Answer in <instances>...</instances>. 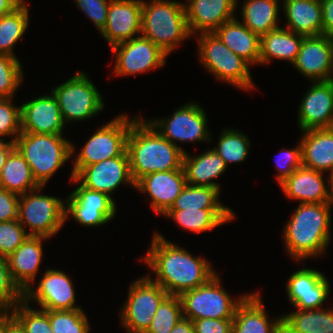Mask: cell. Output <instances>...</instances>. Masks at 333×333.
I'll list each match as a JSON object with an SVG mask.
<instances>
[{"mask_svg": "<svg viewBox=\"0 0 333 333\" xmlns=\"http://www.w3.org/2000/svg\"><path fill=\"white\" fill-rule=\"evenodd\" d=\"M13 316L21 323L26 333H53L49 310L32 309L23 300L13 310Z\"/></svg>", "mask_w": 333, "mask_h": 333, "instance_id": "b9f144b4", "label": "cell"}, {"mask_svg": "<svg viewBox=\"0 0 333 333\" xmlns=\"http://www.w3.org/2000/svg\"><path fill=\"white\" fill-rule=\"evenodd\" d=\"M116 207H92L77 205L69 196L65 201V220L71 215L80 225L102 226L113 220Z\"/></svg>", "mask_w": 333, "mask_h": 333, "instance_id": "74e56055", "label": "cell"}, {"mask_svg": "<svg viewBox=\"0 0 333 333\" xmlns=\"http://www.w3.org/2000/svg\"><path fill=\"white\" fill-rule=\"evenodd\" d=\"M24 300L29 304L35 300L43 310L82 309L75 305V290L70 277L62 270L47 269L36 289L29 287L24 292Z\"/></svg>", "mask_w": 333, "mask_h": 333, "instance_id": "9a60e30c", "label": "cell"}, {"mask_svg": "<svg viewBox=\"0 0 333 333\" xmlns=\"http://www.w3.org/2000/svg\"><path fill=\"white\" fill-rule=\"evenodd\" d=\"M304 35L279 27L260 36V65L271 59L286 60L293 64L299 53Z\"/></svg>", "mask_w": 333, "mask_h": 333, "instance_id": "f546056e", "label": "cell"}, {"mask_svg": "<svg viewBox=\"0 0 333 333\" xmlns=\"http://www.w3.org/2000/svg\"><path fill=\"white\" fill-rule=\"evenodd\" d=\"M300 144L304 167L324 173L333 169V128L306 130Z\"/></svg>", "mask_w": 333, "mask_h": 333, "instance_id": "484cf974", "label": "cell"}, {"mask_svg": "<svg viewBox=\"0 0 333 333\" xmlns=\"http://www.w3.org/2000/svg\"><path fill=\"white\" fill-rule=\"evenodd\" d=\"M116 56L115 76L145 73L161 68L166 63V55L150 39L142 35L111 47Z\"/></svg>", "mask_w": 333, "mask_h": 333, "instance_id": "4fadbf2b", "label": "cell"}, {"mask_svg": "<svg viewBox=\"0 0 333 333\" xmlns=\"http://www.w3.org/2000/svg\"><path fill=\"white\" fill-rule=\"evenodd\" d=\"M260 292L248 294L238 305L232 333H283L282 316L268 318Z\"/></svg>", "mask_w": 333, "mask_h": 333, "instance_id": "603a6c76", "label": "cell"}, {"mask_svg": "<svg viewBox=\"0 0 333 333\" xmlns=\"http://www.w3.org/2000/svg\"><path fill=\"white\" fill-rule=\"evenodd\" d=\"M164 216L173 219L186 231L201 233L231 222L235 213L231 209L168 210Z\"/></svg>", "mask_w": 333, "mask_h": 333, "instance_id": "4dcf8cb0", "label": "cell"}, {"mask_svg": "<svg viewBox=\"0 0 333 333\" xmlns=\"http://www.w3.org/2000/svg\"><path fill=\"white\" fill-rule=\"evenodd\" d=\"M153 235L151 247L140 261L156 275L155 279L147 276L169 295L180 296L183 292L206 284L217 274L205 257L193 256L157 231Z\"/></svg>", "mask_w": 333, "mask_h": 333, "instance_id": "6da1fadb", "label": "cell"}, {"mask_svg": "<svg viewBox=\"0 0 333 333\" xmlns=\"http://www.w3.org/2000/svg\"><path fill=\"white\" fill-rule=\"evenodd\" d=\"M26 0H0V16L12 13Z\"/></svg>", "mask_w": 333, "mask_h": 333, "instance_id": "db71d44e", "label": "cell"}, {"mask_svg": "<svg viewBox=\"0 0 333 333\" xmlns=\"http://www.w3.org/2000/svg\"><path fill=\"white\" fill-rule=\"evenodd\" d=\"M43 236H28L8 257L9 268L15 283L25 292L34 284L43 257Z\"/></svg>", "mask_w": 333, "mask_h": 333, "instance_id": "d4e9b609", "label": "cell"}, {"mask_svg": "<svg viewBox=\"0 0 333 333\" xmlns=\"http://www.w3.org/2000/svg\"><path fill=\"white\" fill-rule=\"evenodd\" d=\"M322 5L323 34L333 37V0H320Z\"/></svg>", "mask_w": 333, "mask_h": 333, "instance_id": "816d5d0a", "label": "cell"}, {"mask_svg": "<svg viewBox=\"0 0 333 333\" xmlns=\"http://www.w3.org/2000/svg\"><path fill=\"white\" fill-rule=\"evenodd\" d=\"M205 110L196 101L184 104L171 117L148 120L156 130L175 146L176 142H211ZM175 141V142H174Z\"/></svg>", "mask_w": 333, "mask_h": 333, "instance_id": "7c38bea8", "label": "cell"}, {"mask_svg": "<svg viewBox=\"0 0 333 333\" xmlns=\"http://www.w3.org/2000/svg\"><path fill=\"white\" fill-rule=\"evenodd\" d=\"M280 157V158H279ZM279 159L276 160V168L279 170L276 175L278 183H282L287 177H289L296 169L302 166L301 156V144L293 149H283L279 153Z\"/></svg>", "mask_w": 333, "mask_h": 333, "instance_id": "bcb514c9", "label": "cell"}, {"mask_svg": "<svg viewBox=\"0 0 333 333\" xmlns=\"http://www.w3.org/2000/svg\"><path fill=\"white\" fill-rule=\"evenodd\" d=\"M28 236L18 219L0 222V254L9 257Z\"/></svg>", "mask_w": 333, "mask_h": 333, "instance_id": "f6af8a7d", "label": "cell"}, {"mask_svg": "<svg viewBox=\"0 0 333 333\" xmlns=\"http://www.w3.org/2000/svg\"><path fill=\"white\" fill-rule=\"evenodd\" d=\"M331 207L330 203H299L283 228L285 250L293 260L326 253L331 241Z\"/></svg>", "mask_w": 333, "mask_h": 333, "instance_id": "3957f363", "label": "cell"}, {"mask_svg": "<svg viewBox=\"0 0 333 333\" xmlns=\"http://www.w3.org/2000/svg\"><path fill=\"white\" fill-rule=\"evenodd\" d=\"M238 0H187L184 1L190 34L213 33L226 21L235 18ZM197 31V32H196ZM195 33V34H194Z\"/></svg>", "mask_w": 333, "mask_h": 333, "instance_id": "44dd1931", "label": "cell"}, {"mask_svg": "<svg viewBox=\"0 0 333 333\" xmlns=\"http://www.w3.org/2000/svg\"><path fill=\"white\" fill-rule=\"evenodd\" d=\"M110 1L111 0H74L77 7L85 13L99 32H101L106 26Z\"/></svg>", "mask_w": 333, "mask_h": 333, "instance_id": "c3c4849f", "label": "cell"}, {"mask_svg": "<svg viewBox=\"0 0 333 333\" xmlns=\"http://www.w3.org/2000/svg\"><path fill=\"white\" fill-rule=\"evenodd\" d=\"M138 117L129 120L126 114H120L97 129L72 161L74 166L70 179L85 166L122 156L127 151V138L131 125Z\"/></svg>", "mask_w": 333, "mask_h": 333, "instance_id": "52a82bcc", "label": "cell"}, {"mask_svg": "<svg viewBox=\"0 0 333 333\" xmlns=\"http://www.w3.org/2000/svg\"><path fill=\"white\" fill-rule=\"evenodd\" d=\"M170 333H195L193 322L183 317L172 328Z\"/></svg>", "mask_w": 333, "mask_h": 333, "instance_id": "f5cc1de1", "label": "cell"}, {"mask_svg": "<svg viewBox=\"0 0 333 333\" xmlns=\"http://www.w3.org/2000/svg\"><path fill=\"white\" fill-rule=\"evenodd\" d=\"M19 196L0 187V222L18 219Z\"/></svg>", "mask_w": 333, "mask_h": 333, "instance_id": "681fc988", "label": "cell"}, {"mask_svg": "<svg viewBox=\"0 0 333 333\" xmlns=\"http://www.w3.org/2000/svg\"><path fill=\"white\" fill-rule=\"evenodd\" d=\"M247 295L233 300L221 286V279L216 274L206 284L183 292L179 297L183 317L194 321L205 318L233 319L238 305Z\"/></svg>", "mask_w": 333, "mask_h": 333, "instance_id": "9c48e42d", "label": "cell"}, {"mask_svg": "<svg viewBox=\"0 0 333 333\" xmlns=\"http://www.w3.org/2000/svg\"><path fill=\"white\" fill-rule=\"evenodd\" d=\"M300 130L332 128L333 80L314 82L298 107Z\"/></svg>", "mask_w": 333, "mask_h": 333, "instance_id": "ac0fdd59", "label": "cell"}, {"mask_svg": "<svg viewBox=\"0 0 333 333\" xmlns=\"http://www.w3.org/2000/svg\"><path fill=\"white\" fill-rule=\"evenodd\" d=\"M187 185L184 168L144 175L135 182V189L149 194L154 213L164 215Z\"/></svg>", "mask_w": 333, "mask_h": 333, "instance_id": "d6986e66", "label": "cell"}, {"mask_svg": "<svg viewBox=\"0 0 333 333\" xmlns=\"http://www.w3.org/2000/svg\"><path fill=\"white\" fill-rule=\"evenodd\" d=\"M282 328L283 333H333V308L283 314Z\"/></svg>", "mask_w": 333, "mask_h": 333, "instance_id": "1f68e13d", "label": "cell"}, {"mask_svg": "<svg viewBox=\"0 0 333 333\" xmlns=\"http://www.w3.org/2000/svg\"><path fill=\"white\" fill-rule=\"evenodd\" d=\"M184 2L176 0H142L141 35L150 39L166 55L180 46L191 34Z\"/></svg>", "mask_w": 333, "mask_h": 333, "instance_id": "277c9868", "label": "cell"}, {"mask_svg": "<svg viewBox=\"0 0 333 333\" xmlns=\"http://www.w3.org/2000/svg\"><path fill=\"white\" fill-rule=\"evenodd\" d=\"M328 179V191H329V203L333 205V169L329 172Z\"/></svg>", "mask_w": 333, "mask_h": 333, "instance_id": "680465c9", "label": "cell"}, {"mask_svg": "<svg viewBox=\"0 0 333 333\" xmlns=\"http://www.w3.org/2000/svg\"><path fill=\"white\" fill-rule=\"evenodd\" d=\"M71 181L74 184L79 183L90 190L103 192L110 197L119 188V185L123 183L135 188L127 151L122 156L83 167Z\"/></svg>", "mask_w": 333, "mask_h": 333, "instance_id": "5bb4252c", "label": "cell"}, {"mask_svg": "<svg viewBox=\"0 0 333 333\" xmlns=\"http://www.w3.org/2000/svg\"><path fill=\"white\" fill-rule=\"evenodd\" d=\"M183 168L187 184L195 186L214 187L220 190V185L213 180L226 171L227 165L214 149L192 156L187 152L183 156Z\"/></svg>", "mask_w": 333, "mask_h": 333, "instance_id": "f1b7e54d", "label": "cell"}, {"mask_svg": "<svg viewBox=\"0 0 333 333\" xmlns=\"http://www.w3.org/2000/svg\"><path fill=\"white\" fill-rule=\"evenodd\" d=\"M23 69L18 58L0 54V99L13 98L23 81Z\"/></svg>", "mask_w": 333, "mask_h": 333, "instance_id": "60d3db41", "label": "cell"}, {"mask_svg": "<svg viewBox=\"0 0 333 333\" xmlns=\"http://www.w3.org/2000/svg\"><path fill=\"white\" fill-rule=\"evenodd\" d=\"M65 123L56 98L51 93L21 105L22 132L63 134Z\"/></svg>", "mask_w": 333, "mask_h": 333, "instance_id": "7402d4cb", "label": "cell"}, {"mask_svg": "<svg viewBox=\"0 0 333 333\" xmlns=\"http://www.w3.org/2000/svg\"><path fill=\"white\" fill-rule=\"evenodd\" d=\"M168 292L148 276L133 281L120 314V323L128 333H145L160 303Z\"/></svg>", "mask_w": 333, "mask_h": 333, "instance_id": "8fae6325", "label": "cell"}, {"mask_svg": "<svg viewBox=\"0 0 333 333\" xmlns=\"http://www.w3.org/2000/svg\"><path fill=\"white\" fill-rule=\"evenodd\" d=\"M214 33L233 53L250 65L260 62V36L235 17L223 23Z\"/></svg>", "mask_w": 333, "mask_h": 333, "instance_id": "4316f807", "label": "cell"}, {"mask_svg": "<svg viewBox=\"0 0 333 333\" xmlns=\"http://www.w3.org/2000/svg\"><path fill=\"white\" fill-rule=\"evenodd\" d=\"M278 3L279 0H245L241 7L242 23L259 36L281 27Z\"/></svg>", "mask_w": 333, "mask_h": 333, "instance_id": "836d02e7", "label": "cell"}, {"mask_svg": "<svg viewBox=\"0 0 333 333\" xmlns=\"http://www.w3.org/2000/svg\"><path fill=\"white\" fill-rule=\"evenodd\" d=\"M12 310H0V333H4L6 324L13 318Z\"/></svg>", "mask_w": 333, "mask_h": 333, "instance_id": "6f0895ef", "label": "cell"}, {"mask_svg": "<svg viewBox=\"0 0 333 333\" xmlns=\"http://www.w3.org/2000/svg\"><path fill=\"white\" fill-rule=\"evenodd\" d=\"M249 140L247 135L239 130L224 128L217 141V147L213 149L223 158L227 166L231 163H241L248 157Z\"/></svg>", "mask_w": 333, "mask_h": 333, "instance_id": "8d00e7d4", "label": "cell"}, {"mask_svg": "<svg viewBox=\"0 0 333 333\" xmlns=\"http://www.w3.org/2000/svg\"><path fill=\"white\" fill-rule=\"evenodd\" d=\"M41 186L34 178L32 170L20 152L14 148L6 158L0 174V187L18 195L25 194Z\"/></svg>", "mask_w": 333, "mask_h": 333, "instance_id": "d6a6232c", "label": "cell"}, {"mask_svg": "<svg viewBox=\"0 0 333 333\" xmlns=\"http://www.w3.org/2000/svg\"><path fill=\"white\" fill-rule=\"evenodd\" d=\"M14 148H15V143L11 142V140H9L8 142L0 140V174L2 171V167L5 164L7 156Z\"/></svg>", "mask_w": 333, "mask_h": 333, "instance_id": "11a10c76", "label": "cell"}, {"mask_svg": "<svg viewBox=\"0 0 333 333\" xmlns=\"http://www.w3.org/2000/svg\"><path fill=\"white\" fill-rule=\"evenodd\" d=\"M4 333H26L21 323L13 317L7 324Z\"/></svg>", "mask_w": 333, "mask_h": 333, "instance_id": "9f6ffc18", "label": "cell"}, {"mask_svg": "<svg viewBox=\"0 0 333 333\" xmlns=\"http://www.w3.org/2000/svg\"><path fill=\"white\" fill-rule=\"evenodd\" d=\"M53 333H89L90 324L82 309L49 310Z\"/></svg>", "mask_w": 333, "mask_h": 333, "instance_id": "ab89813d", "label": "cell"}, {"mask_svg": "<svg viewBox=\"0 0 333 333\" xmlns=\"http://www.w3.org/2000/svg\"><path fill=\"white\" fill-rule=\"evenodd\" d=\"M12 99H0V137L9 136L12 138L11 142H15L17 136L22 132L21 106L15 107Z\"/></svg>", "mask_w": 333, "mask_h": 333, "instance_id": "ee69618b", "label": "cell"}, {"mask_svg": "<svg viewBox=\"0 0 333 333\" xmlns=\"http://www.w3.org/2000/svg\"><path fill=\"white\" fill-rule=\"evenodd\" d=\"M69 197L77 204V205H86L92 207H116L115 200L109 195L90 190L81 184L70 193Z\"/></svg>", "mask_w": 333, "mask_h": 333, "instance_id": "7dc6e473", "label": "cell"}, {"mask_svg": "<svg viewBox=\"0 0 333 333\" xmlns=\"http://www.w3.org/2000/svg\"><path fill=\"white\" fill-rule=\"evenodd\" d=\"M324 172L304 167L296 169L279 184L285 196L300 203H329Z\"/></svg>", "mask_w": 333, "mask_h": 333, "instance_id": "cb8c5ba5", "label": "cell"}, {"mask_svg": "<svg viewBox=\"0 0 333 333\" xmlns=\"http://www.w3.org/2000/svg\"><path fill=\"white\" fill-rule=\"evenodd\" d=\"M24 300V292L12 278L8 257L0 254V310H13Z\"/></svg>", "mask_w": 333, "mask_h": 333, "instance_id": "7bdbcfd3", "label": "cell"}, {"mask_svg": "<svg viewBox=\"0 0 333 333\" xmlns=\"http://www.w3.org/2000/svg\"><path fill=\"white\" fill-rule=\"evenodd\" d=\"M44 186L19 196L18 220L29 236L50 238L56 235L65 223V200L39 194ZM25 225V226H24Z\"/></svg>", "mask_w": 333, "mask_h": 333, "instance_id": "ba28073f", "label": "cell"}, {"mask_svg": "<svg viewBox=\"0 0 333 333\" xmlns=\"http://www.w3.org/2000/svg\"><path fill=\"white\" fill-rule=\"evenodd\" d=\"M199 36V37H198ZM199 61L204 69L211 72L219 81L238 87L241 90L255 88L250 73V64L233 53L213 33H199L196 35Z\"/></svg>", "mask_w": 333, "mask_h": 333, "instance_id": "8992f818", "label": "cell"}, {"mask_svg": "<svg viewBox=\"0 0 333 333\" xmlns=\"http://www.w3.org/2000/svg\"><path fill=\"white\" fill-rule=\"evenodd\" d=\"M185 152L165 139L148 120L139 116L132 123L127 153L134 182L151 173L181 169Z\"/></svg>", "mask_w": 333, "mask_h": 333, "instance_id": "7a4b0ae2", "label": "cell"}, {"mask_svg": "<svg viewBox=\"0 0 333 333\" xmlns=\"http://www.w3.org/2000/svg\"><path fill=\"white\" fill-rule=\"evenodd\" d=\"M62 136L21 132L14 142L15 148L24 157L41 186H45L75 153L72 142Z\"/></svg>", "mask_w": 333, "mask_h": 333, "instance_id": "5b68a950", "label": "cell"}, {"mask_svg": "<svg viewBox=\"0 0 333 333\" xmlns=\"http://www.w3.org/2000/svg\"><path fill=\"white\" fill-rule=\"evenodd\" d=\"M141 19L142 0H111L106 26L100 33L112 47L140 36Z\"/></svg>", "mask_w": 333, "mask_h": 333, "instance_id": "ffe728a7", "label": "cell"}, {"mask_svg": "<svg viewBox=\"0 0 333 333\" xmlns=\"http://www.w3.org/2000/svg\"><path fill=\"white\" fill-rule=\"evenodd\" d=\"M292 65L311 82L333 80V37L304 36Z\"/></svg>", "mask_w": 333, "mask_h": 333, "instance_id": "2e32d148", "label": "cell"}, {"mask_svg": "<svg viewBox=\"0 0 333 333\" xmlns=\"http://www.w3.org/2000/svg\"><path fill=\"white\" fill-rule=\"evenodd\" d=\"M181 318L183 310L180 297L168 295L158 306L145 333H170Z\"/></svg>", "mask_w": 333, "mask_h": 333, "instance_id": "f35d334b", "label": "cell"}, {"mask_svg": "<svg viewBox=\"0 0 333 333\" xmlns=\"http://www.w3.org/2000/svg\"><path fill=\"white\" fill-rule=\"evenodd\" d=\"M287 28L304 36L323 34L322 5L320 0H283Z\"/></svg>", "mask_w": 333, "mask_h": 333, "instance_id": "83f0119b", "label": "cell"}, {"mask_svg": "<svg viewBox=\"0 0 333 333\" xmlns=\"http://www.w3.org/2000/svg\"><path fill=\"white\" fill-rule=\"evenodd\" d=\"M220 190L187 184L169 210L231 209L219 202Z\"/></svg>", "mask_w": 333, "mask_h": 333, "instance_id": "d590c367", "label": "cell"}, {"mask_svg": "<svg viewBox=\"0 0 333 333\" xmlns=\"http://www.w3.org/2000/svg\"><path fill=\"white\" fill-rule=\"evenodd\" d=\"M28 10L27 3L24 1L12 13L0 16V54L17 58L13 49L28 29Z\"/></svg>", "mask_w": 333, "mask_h": 333, "instance_id": "e575fe53", "label": "cell"}, {"mask_svg": "<svg viewBox=\"0 0 333 333\" xmlns=\"http://www.w3.org/2000/svg\"><path fill=\"white\" fill-rule=\"evenodd\" d=\"M64 123L84 121L99 114L104 108L103 97L84 72H77L66 82L54 87Z\"/></svg>", "mask_w": 333, "mask_h": 333, "instance_id": "30bf717a", "label": "cell"}, {"mask_svg": "<svg viewBox=\"0 0 333 333\" xmlns=\"http://www.w3.org/2000/svg\"><path fill=\"white\" fill-rule=\"evenodd\" d=\"M286 293L296 309H320L329 296L330 283L319 270L303 267L289 277Z\"/></svg>", "mask_w": 333, "mask_h": 333, "instance_id": "e0dca14e", "label": "cell"}, {"mask_svg": "<svg viewBox=\"0 0 333 333\" xmlns=\"http://www.w3.org/2000/svg\"><path fill=\"white\" fill-rule=\"evenodd\" d=\"M192 322L195 333H232L233 319L205 318Z\"/></svg>", "mask_w": 333, "mask_h": 333, "instance_id": "f907efd6", "label": "cell"}]
</instances>
